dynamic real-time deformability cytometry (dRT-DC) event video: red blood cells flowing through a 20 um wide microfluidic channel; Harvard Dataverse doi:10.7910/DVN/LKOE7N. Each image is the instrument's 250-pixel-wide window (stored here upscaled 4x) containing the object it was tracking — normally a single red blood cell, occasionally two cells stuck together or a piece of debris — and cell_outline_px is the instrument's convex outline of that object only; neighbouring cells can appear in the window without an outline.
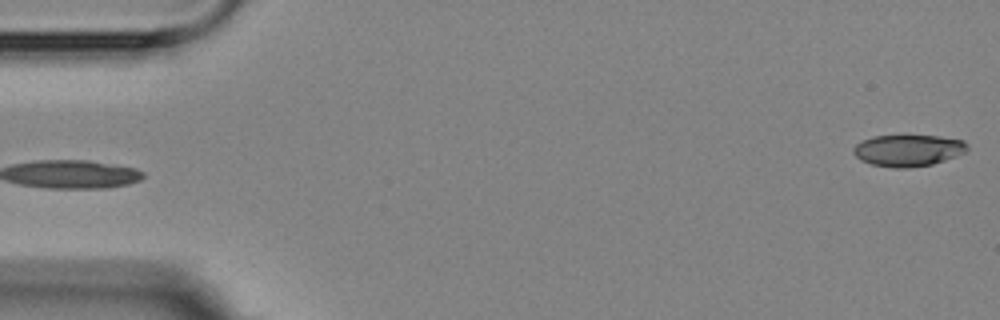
{"species": "Egyptian fruit bat (a non-hibernating species)", "species_latin": "Rousettus aegyptiacus", "temperature_condition": "room temperature", "stored_images_in_passage": 5, "segment_of_instrument_passage": [2, 2], "camera_frame_rate_fps": 3000, "um_per_image_px": 0.085, "animal": {"sex": "female"}, "frame": {"image": 1, "passage_image": 5, "time_ms": 4.333, "image_size_px": [1000, 320], "cell_outline_px": [[968, 148], [964, 152], [956, 156], [932, 164], [908, 168], [892, 168], [872, 164], [860, 160], [852, 152], [852, 148], [860, 140], [872, 136], [904, 132], [940, 136], [964, 140], [968, 144]], "centroid_in_image_um": [77.15, 12.72], "position_along_channel_um": 7.8, "area_um2": 22.08}}